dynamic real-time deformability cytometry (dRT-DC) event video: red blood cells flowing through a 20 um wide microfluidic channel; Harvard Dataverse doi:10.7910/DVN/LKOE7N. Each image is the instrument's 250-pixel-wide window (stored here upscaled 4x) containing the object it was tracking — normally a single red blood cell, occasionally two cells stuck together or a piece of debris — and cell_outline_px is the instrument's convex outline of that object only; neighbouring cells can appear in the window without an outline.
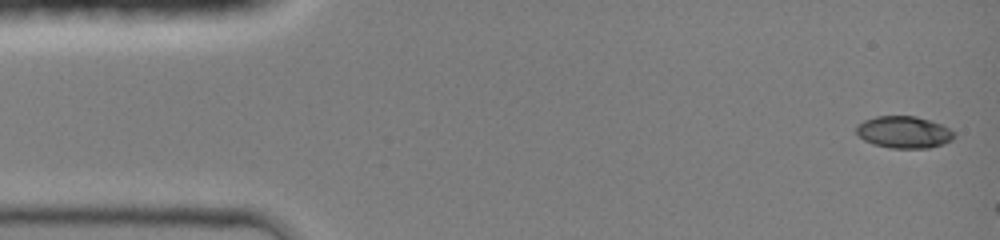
{"species": "common noctule bat (a hibernating species)", "species_latin": "Nyctalus noctula", "temperature_condition": "room temperature", "stored_images_in_passage": 5, "camera_frame_rate_fps": 3000, "um_per_image_px": 0.085, "animal": {"sex": "female", "body_mass_g": 19.0, "forearm_length_mm": 51.5}, "frame": {"image": 1, "passage_image": 1, "time_ms": 0.0, "image_size_px": [1000, 240], "cell_outline_px": [[956, 136], [952, 140], [944, 144], [928, 148], [892, 148], [872, 144], [864, 140], [856, 132], [856, 128], [864, 120], [876, 116], [916, 116], [940, 124], [956, 132]], "centroid_in_image_um": [76.86, 11.24], "position_along_channel_um": 8.1, "area_um2": 18.21}}